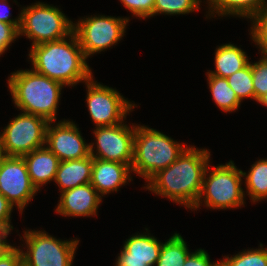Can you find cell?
<instances>
[{"mask_svg": "<svg viewBox=\"0 0 267 266\" xmlns=\"http://www.w3.org/2000/svg\"><path fill=\"white\" fill-rule=\"evenodd\" d=\"M14 206L0 193V229L8 233L13 226L10 224L11 212Z\"/></svg>", "mask_w": 267, "mask_h": 266, "instance_id": "obj_33", "label": "cell"}, {"mask_svg": "<svg viewBox=\"0 0 267 266\" xmlns=\"http://www.w3.org/2000/svg\"><path fill=\"white\" fill-rule=\"evenodd\" d=\"M0 5H1L0 9L2 11V12H0V21L4 22V23H7V24H12L19 30V27H20V14L17 17V19L13 20V19L10 18L11 14H10L9 11H5L4 12V8H7L6 6H8L7 5V0H0ZM2 5L5 6V7H3ZM5 10H7V9H5Z\"/></svg>", "mask_w": 267, "mask_h": 266, "instance_id": "obj_34", "label": "cell"}, {"mask_svg": "<svg viewBox=\"0 0 267 266\" xmlns=\"http://www.w3.org/2000/svg\"><path fill=\"white\" fill-rule=\"evenodd\" d=\"M154 236L137 234L125 241L115 266H154L162 247Z\"/></svg>", "mask_w": 267, "mask_h": 266, "instance_id": "obj_15", "label": "cell"}, {"mask_svg": "<svg viewBox=\"0 0 267 266\" xmlns=\"http://www.w3.org/2000/svg\"><path fill=\"white\" fill-rule=\"evenodd\" d=\"M187 147L146 126H135L131 170L148 182L177 160Z\"/></svg>", "mask_w": 267, "mask_h": 266, "instance_id": "obj_4", "label": "cell"}, {"mask_svg": "<svg viewBox=\"0 0 267 266\" xmlns=\"http://www.w3.org/2000/svg\"><path fill=\"white\" fill-rule=\"evenodd\" d=\"M260 247V249L239 252L230 258L227 256L220 260V266H267V247L263 248L261 243Z\"/></svg>", "mask_w": 267, "mask_h": 266, "instance_id": "obj_25", "label": "cell"}, {"mask_svg": "<svg viewBox=\"0 0 267 266\" xmlns=\"http://www.w3.org/2000/svg\"><path fill=\"white\" fill-rule=\"evenodd\" d=\"M25 160L32 185L38 190L55 179L58 157L47 147H40L22 156Z\"/></svg>", "mask_w": 267, "mask_h": 266, "instance_id": "obj_17", "label": "cell"}, {"mask_svg": "<svg viewBox=\"0 0 267 266\" xmlns=\"http://www.w3.org/2000/svg\"><path fill=\"white\" fill-rule=\"evenodd\" d=\"M96 153L90 143V155L104 161H116L132 165L135 125L129 127L119 123L113 126L95 127Z\"/></svg>", "mask_w": 267, "mask_h": 266, "instance_id": "obj_11", "label": "cell"}, {"mask_svg": "<svg viewBox=\"0 0 267 266\" xmlns=\"http://www.w3.org/2000/svg\"><path fill=\"white\" fill-rule=\"evenodd\" d=\"M257 102H259L261 105H265L267 107V94L261 96Z\"/></svg>", "mask_w": 267, "mask_h": 266, "instance_id": "obj_36", "label": "cell"}, {"mask_svg": "<svg viewBox=\"0 0 267 266\" xmlns=\"http://www.w3.org/2000/svg\"><path fill=\"white\" fill-rule=\"evenodd\" d=\"M60 195L55 211L65 217L95 216L102 201V197L90 183L62 191Z\"/></svg>", "mask_w": 267, "mask_h": 266, "instance_id": "obj_14", "label": "cell"}, {"mask_svg": "<svg viewBox=\"0 0 267 266\" xmlns=\"http://www.w3.org/2000/svg\"><path fill=\"white\" fill-rule=\"evenodd\" d=\"M251 21V38L259 46L262 55H267V7L257 13Z\"/></svg>", "mask_w": 267, "mask_h": 266, "instance_id": "obj_27", "label": "cell"}, {"mask_svg": "<svg viewBox=\"0 0 267 266\" xmlns=\"http://www.w3.org/2000/svg\"><path fill=\"white\" fill-rule=\"evenodd\" d=\"M74 23L59 8L37 2L23 7L20 13L19 36H27L32 46L58 41L73 33Z\"/></svg>", "mask_w": 267, "mask_h": 266, "instance_id": "obj_6", "label": "cell"}, {"mask_svg": "<svg viewBox=\"0 0 267 266\" xmlns=\"http://www.w3.org/2000/svg\"><path fill=\"white\" fill-rule=\"evenodd\" d=\"M226 79L240 101L246 97L255 100L251 62Z\"/></svg>", "mask_w": 267, "mask_h": 266, "instance_id": "obj_24", "label": "cell"}, {"mask_svg": "<svg viewBox=\"0 0 267 266\" xmlns=\"http://www.w3.org/2000/svg\"><path fill=\"white\" fill-rule=\"evenodd\" d=\"M249 173L243 172L245 177L246 193L255 203L267 198V159L256 161Z\"/></svg>", "mask_w": 267, "mask_h": 266, "instance_id": "obj_21", "label": "cell"}, {"mask_svg": "<svg viewBox=\"0 0 267 266\" xmlns=\"http://www.w3.org/2000/svg\"><path fill=\"white\" fill-rule=\"evenodd\" d=\"M24 238L23 266H72L78 239L62 241L38 230L25 231Z\"/></svg>", "mask_w": 267, "mask_h": 266, "instance_id": "obj_9", "label": "cell"}, {"mask_svg": "<svg viewBox=\"0 0 267 266\" xmlns=\"http://www.w3.org/2000/svg\"><path fill=\"white\" fill-rule=\"evenodd\" d=\"M8 87L15 106L22 112L41 116L49 122L56 121L64 85L31 69L13 72Z\"/></svg>", "mask_w": 267, "mask_h": 266, "instance_id": "obj_3", "label": "cell"}, {"mask_svg": "<svg viewBox=\"0 0 267 266\" xmlns=\"http://www.w3.org/2000/svg\"><path fill=\"white\" fill-rule=\"evenodd\" d=\"M7 235H9L8 232L0 229V255L11 246L6 241Z\"/></svg>", "mask_w": 267, "mask_h": 266, "instance_id": "obj_35", "label": "cell"}, {"mask_svg": "<svg viewBox=\"0 0 267 266\" xmlns=\"http://www.w3.org/2000/svg\"><path fill=\"white\" fill-rule=\"evenodd\" d=\"M48 123L46 130V147L59 161L82 159L90 156V144H86L79 128L70 120L59 121L54 127Z\"/></svg>", "mask_w": 267, "mask_h": 266, "instance_id": "obj_13", "label": "cell"}, {"mask_svg": "<svg viewBox=\"0 0 267 266\" xmlns=\"http://www.w3.org/2000/svg\"><path fill=\"white\" fill-rule=\"evenodd\" d=\"M189 254L183 237L174 233L162 244L156 266H183Z\"/></svg>", "mask_w": 267, "mask_h": 266, "instance_id": "obj_23", "label": "cell"}, {"mask_svg": "<svg viewBox=\"0 0 267 266\" xmlns=\"http://www.w3.org/2000/svg\"><path fill=\"white\" fill-rule=\"evenodd\" d=\"M0 266H23L22 250L11 245L0 255Z\"/></svg>", "mask_w": 267, "mask_h": 266, "instance_id": "obj_32", "label": "cell"}, {"mask_svg": "<svg viewBox=\"0 0 267 266\" xmlns=\"http://www.w3.org/2000/svg\"><path fill=\"white\" fill-rule=\"evenodd\" d=\"M210 92L217 107L222 111L232 112L239 108L241 101L235 91L229 86L226 78L207 75Z\"/></svg>", "mask_w": 267, "mask_h": 266, "instance_id": "obj_22", "label": "cell"}, {"mask_svg": "<svg viewBox=\"0 0 267 266\" xmlns=\"http://www.w3.org/2000/svg\"><path fill=\"white\" fill-rule=\"evenodd\" d=\"M249 63L248 56L234 44H224L219 46L215 52V71L207 72V75H214L227 78L241 70Z\"/></svg>", "mask_w": 267, "mask_h": 266, "instance_id": "obj_19", "label": "cell"}, {"mask_svg": "<svg viewBox=\"0 0 267 266\" xmlns=\"http://www.w3.org/2000/svg\"><path fill=\"white\" fill-rule=\"evenodd\" d=\"M201 0H155L153 16L156 14L178 15L199 10Z\"/></svg>", "mask_w": 267, "mask_h": 266, "instance_id": "obj_26", "label": "cell"}, {"mask_svg": "<svg viewBox=\"0 0 267 266\" xmlns=\"http://www.w3.org/2000/svg\"><path fill=\"white\" fill-rule=\"evenodd\" d=\"M19 36V30L12 24L0 21V55L11 45Z\"/></svg>", "mask_w": 267, "mask_h": 266, "instance_id": "obj_30", "label": "cell"}, {"mask_svg": "<svg viewBox=\"0 0 267 266\" xmlns=\"http://www.w3.org/2000/svg\"><path fill=\"white\" fill-rule=\"evenodd\" d=\"M129 18L112 16H90L74 23L73 32L86 58L116 45L125 35Z\"/></svg>", "mask_w": 267, "mask_h": 266, "instance_id": "obj_8", "label": "cell"}, {"mask_svg": "<svg viewBox=\"0 0 267 266\" xmlns=\"http://www.w3.org/2000/svg\"><path fill=\"white\" fill-rule=\"evenodd\" d=\"M131 166L116 161H104L93 158L90 184L102 197L109 192L118 191L127 180L131 181Z\"/></svg>", "mask_w": 267, "mask_h": 266, "instance_id": "obj_16", "label": "cell"}, {"mask_svg": "<svg viewBox=\"0 0 267 266\" xmlns=\"http://www.w3.org/2000/svg\"><path fill=\"white\" fill-rule=\"evenodd\" d=\"M209 159V150L189 146L175 162L155 174L146 188L191 210L201 193Z\"/></svg>", "mask_w": 267, "mask_h": 266, "instance_id": "obj_1", "label": "cell"}, {"mask_svg": "<svg viewBox=\"0 0 267 266\" xmlns=\"http://www.w3.org/2000/svg\"><path fill=\"white\" fill-rule=\"evenodd\" d=\"M67 38L31 46L33 70L65 86H75L92 77L86 57L73 32Z\"/></svg>", "mask_w": 267, "mask_h": 266, "instance_id": "obj_2", "label": "cell"}, {"mask_svg": "<svg viewBox=\"0 0 267 266\" xmlns=\"http://www.w3.org/2000/svg\"><path fill=\"white\" fill-rule=\"evenodd\" d=\"M92 165L91 155L82 159L60 161L54 179L60 187V192L90 183Z\"/></svg>", "mask_w": 267, "mask_h": 266, "instance_id": "obj_18", "label": "cell"}, {"mask_svg": "<svg viewBox=\"0 0 267 266\" xmlns=\"http://www.w3.org/2000/svg\"><path fill=\"white\" fill-rule=\"evenodd\" d=\"M49 121L41 116L21 113L10 121L0 134L3 156L22 157L46 146Z\"/></svg>", "mask_w": 267, "mask_h": 266, "instance_id": "obj_7", "label": "cell"}, {"mask_svg": "<svg viewBox=\"0 0 267 266\" xmlns=\"http://www.w3.org/2000/svg\"><path fill=\"white\" fill-rule=\"evenodd\" d=\"M123 6L139 18L153 17L155 0H120Z\"/></svg>", "mask_w": 267, "mask_h": 266, "instance_id": "obj_29", "label": "cell"}, {"mask_svg": "<svg viewBox=\"0 0 267 266\" xmlns=\"http://www.w3.org/2000/svg\"><path fill=\"white\" fill-rule=\"evenodd\" d=\"M211 16L215 13L219 16L237 15L252 19L257 13L267 7L265 0H207ZM211 12V13H210Z\"/></svg>", "mask_w": 267, "mask_h": 266, "instance_id": "obj_20", "label": "cell"}, {"mask_svg": "<svg viewBox=\"0 0 267 266\" xmlns=\"http://www.w3.org/2000/svg\"><path fill=\"white\" fill-rule=\"evenodd\" d=\"M2 157H3V152H2V147H1V144H0V160H1Z\"/></svg>", "mask_w": 267, "mask_h": 266, "instance_id": "obj_37", "label": "cell"}, {"mask_svg": "<svg viewBox=\"0 0 267 266\" xmlns=\"http://www.w3.org/2000/svg\"><path fill=\"white\" fill-rule=\"evenodd\" d=\"M261 58L258 62L251 63L256 101L267 94V55Z\"/></svg>", "mask_w": 267, "mask_h": 266, "instance_id": "obj_28", "label": "cell"}, {"mask_svg": "<svg viewBox=\"0 0 267 266\" xmlns=\"http://www.w3.org/2000/svg\"><path fill=\"white\" fill-rule=\"evenodd\" d=\"M37 192L23 157L3 156L0 160V193L22 214Z\"/></svg>", "mask_w": 267, "mask_h": 266, "instance_id": "obj_12", "label": "cell"}, {"mask_svg": "<svg viewBox=\"0 0 267 266\" xmlns=\"http://www.w3.org/2000/svg\"><path fill=\"white\" fill-rule=\"evenodd\" d=\"M209 164L203 176L201 193L193 210L200 207L202 199L204 205L212 209H231L244 205L245 193L241 187L243 171L237 169L232 160L225 165L214 167L208 172ZM207 173L209 175H207ZM207 176V177H206ZM209 176V177H208Z\"/></svg>", "mask_w": 267, "mask_h": 266, "instance_id": "obj_5", "label": "cell"}, {"mask_svg": "<svg viewBox=\"0 0 267 266\" xmlns=\"http://www.w3.org/2000/svg\"><path fill=\"white\" fill-rule=\"evenodd\" d=\"M183 266H220V261L212 263L204 249H197V251L191 252L187 256Z\"/></svg>", "mask_w": 267, "mask_h": 266, "instance_id": "obj_31", "label": "cell"}, {"mask_svg": "<svg viewBox=\"0 0 267 266\" xmlns=\"http://www.w3.org/2000/svg\"><path fill=\"white\" fill-rule=\"evenodd\" d=\"M85 84L88 89V111L96 127L124 122L127 113L135 107V104L126 100L117 90L93 81V76Z\"/></svg>", "mask_w": 267, "mask_h": 266, "instance_id": "obj_10", "label": "cell"}]
</instances>
